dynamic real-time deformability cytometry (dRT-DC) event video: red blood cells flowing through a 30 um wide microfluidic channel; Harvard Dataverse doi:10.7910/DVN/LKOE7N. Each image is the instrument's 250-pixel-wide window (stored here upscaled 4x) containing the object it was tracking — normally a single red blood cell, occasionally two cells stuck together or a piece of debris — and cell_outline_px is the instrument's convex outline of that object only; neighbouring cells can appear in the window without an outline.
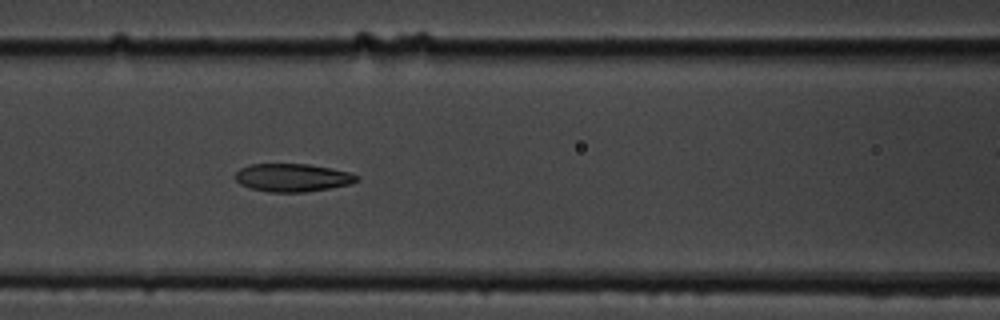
{"species": "common noctule bat (a hibernating species)", "species_latin": "Nyctalus noctula", "temperature_condition": "cold", "stored_images_in_passage": 12, "camera_frame_rate_fps": 3000, "um_per_image_px": 0.085, "animal": {"sex": "male", "body_mass_g": 19.5, "forearm_length_mm": 54.6}, "frame": {"image": 1, "passage_image": 6, "time_ms": 6.333, "image_size_px": [1000, 320], "cell_outline_px": [[360, 180], [348, 184], [328, 188], [304, 192], [268, 192], [248, 188], [240, 184], [236, 180], [236, 172], [240, 168], [252, 164], [308, 164], [352, 172], [360, 176]], "centroid_in_image_um": [24.87, 15.1], "position_along_channel_um": 141.7, "area_um2": 19.88}}
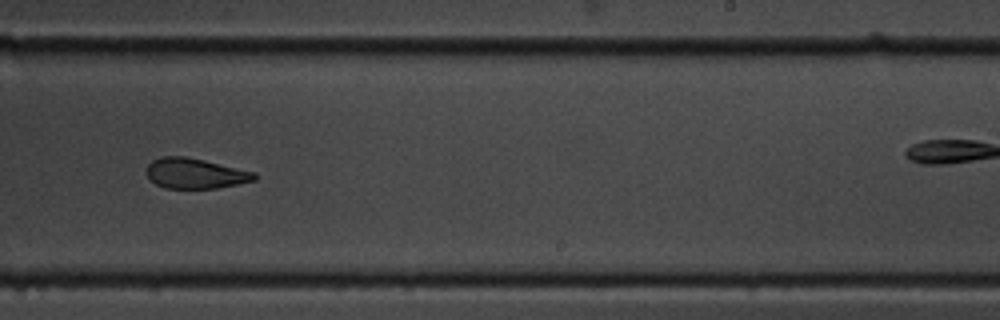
{"frame": {"image": 2, "passage_image": 9, "time_ms": 10.0, "image_size_px": [1000, 320], "cell_outline_px": [[256, 180], [216, 188], [164, 188], [156, 184], [148, 176], [148, 164], [152, 160], [160, 156], [184, 156], [204, 160], [256, 172]], "centroid_in_image_um": [16.6, 14.73], "position_along_channel_um": 272.4, "area_um2": 18.9}}
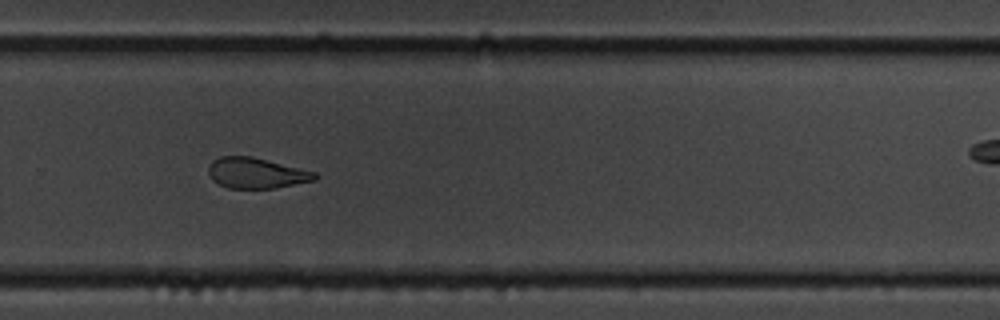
{"frame": {"image": 3, "passage_image": 10, "time_ms": 11.0, "image_size_px": [1000, 320], "cell_outline_px": [[316, 180], [276, 188], [228, 188], [212, 180], [208, 172], [208, 168], [212, 160], [220, 156], [252, 156], [316, 172]], "centroid_in_image_um": [21.77, 14.7], "position_along_channel_um": 308.0, "area_um2": 18.96}}